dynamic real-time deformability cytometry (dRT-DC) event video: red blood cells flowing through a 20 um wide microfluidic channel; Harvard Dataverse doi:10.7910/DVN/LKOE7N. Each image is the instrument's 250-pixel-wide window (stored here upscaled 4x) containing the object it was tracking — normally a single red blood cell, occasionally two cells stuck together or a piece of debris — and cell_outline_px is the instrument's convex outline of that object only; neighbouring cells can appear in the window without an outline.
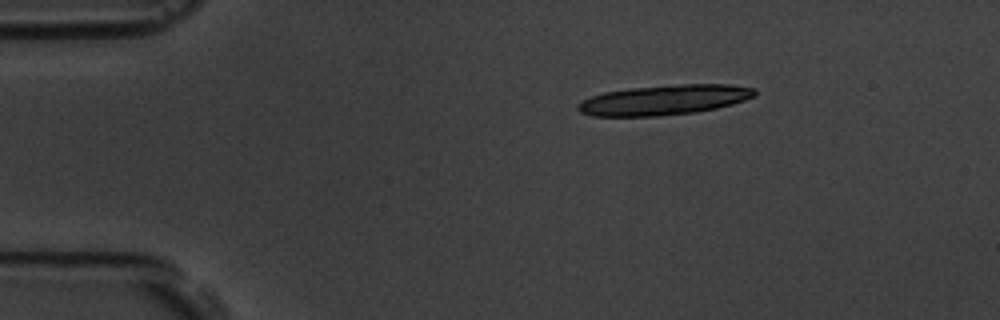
{"species": "common noctule bat (a hibernating species)", "species_latin": "Nyctalus noctula", "temperature_condition": "room temperature", "stored_images_in_passage": 2, "camera_frame_rate_fps": 3000, "um_per_image_px": 0.085, "animal": {"sex": "male", "body_mass_g": 19.5, "forearm_length_mm": 54.6}, "frame": {"image": 1, "passage_image": 1, "time_ms": 0.0, "image_size_px": [1000, 320], "cell_outline_px": [[756, 96], [732, 104], [716, 108], [696, 112], [656, 116], [592, 116], [580, 112], [576, 108], [576, 104], [592, 96], [604, 92], [632, 88], [684, 84], [728, 84], [756, 88]], "centroid_in_image_um": [56.47, 8.49], "position_along_channel_um": 28.5, "area_um2": 30.81}}